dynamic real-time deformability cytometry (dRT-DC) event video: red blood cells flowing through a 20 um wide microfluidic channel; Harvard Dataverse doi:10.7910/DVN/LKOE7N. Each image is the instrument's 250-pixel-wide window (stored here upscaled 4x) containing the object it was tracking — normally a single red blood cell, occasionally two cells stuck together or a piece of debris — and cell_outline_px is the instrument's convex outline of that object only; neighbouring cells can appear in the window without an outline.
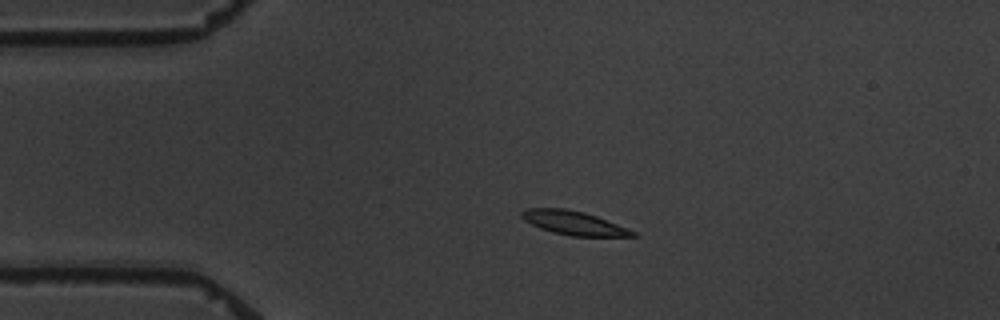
{"species": "common noctule bat (a hibernating species)", "species_latin": "Nyctalus noctula", "temperature_condition": "warm", "stored_images_in_passage": 14, "camera_frame_rate_fps": 3000, "um_per_image_px": 0.085, "animal": {"sex": "male", "body_mass_g": 19.5, "forearm_length_mm": 54.6}, "frame": {"image": 1, "passage_image": 2, "time_ms": 2.333, "image_size_px": [1000, 320], "cell_outline_px": [[640, 236], [572, 236], [552, 232], [540, 228], [524, 220], [520, 216], [520, 212], [528, 208], [564, 208], [584, 212], [596, 216], [628, 228], [636, 232]], "centroid_in_image_um": [48.76, 18.95], "position_along_channel_um": 36.2, "area_um2": 15.37}}
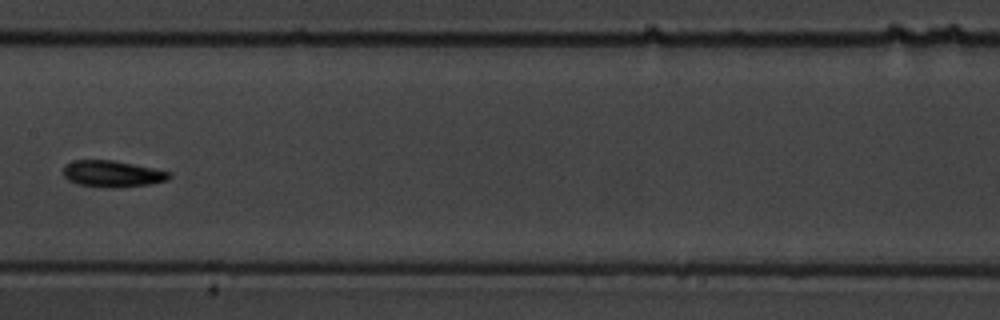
{"frame": {"image": 2, "passage_image": 7, "time_ms": 8.0, "image_size_px": [1000, 320], "cell_outline_px": [[172, 176], [168, 180], [152, 184], [116, 188], [108, 188], [76, 184], [68, 180], [64, 176], [64, 164], [72, 160], [112, 160], [172, 172]], "centroid_in_image_um": [9.55, 14.78], "position_along_channel_um": 197.8, "area_um2": 16.53}}
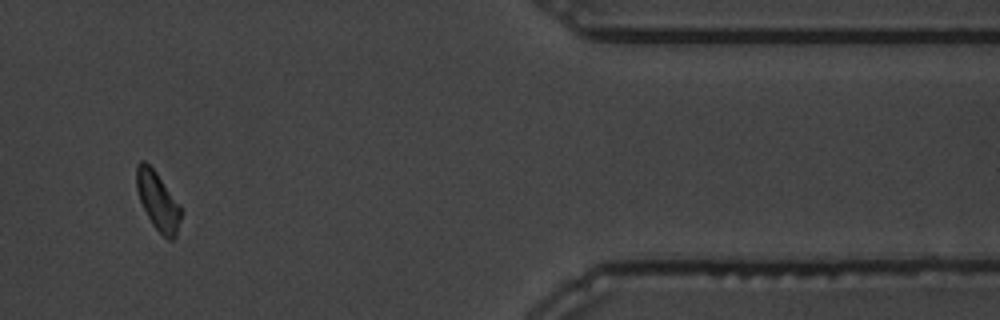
{"frame": {"image": 3, "passage_image": 12, "time_ms": 15.0, "image_size_px": [1000, 320], "cell_outline_px": [[184, 212], [176, 236], [172, 240], [168, 240], [152, 224], [140, 200], [136, 188], [136, 164], [140, 160], [144, 160], [156, 172], [180, 204]], "centroid_in_image_um": [13.45, 17.09], "position_along_channel_um": 398.0, "area_um2": 15.26}, "authors_computed_cell_mechanics": {"area_um2": 15.317, "velocity_mm_per_s": 3.4132, "shape_relaxation_time_tau1_ms": 3.6121, "shape_relaxation_time_tau2_ms": 6.4233, "deformation_change_tau1": 0.1086, "deformation_change_tau2": 0.1136}}